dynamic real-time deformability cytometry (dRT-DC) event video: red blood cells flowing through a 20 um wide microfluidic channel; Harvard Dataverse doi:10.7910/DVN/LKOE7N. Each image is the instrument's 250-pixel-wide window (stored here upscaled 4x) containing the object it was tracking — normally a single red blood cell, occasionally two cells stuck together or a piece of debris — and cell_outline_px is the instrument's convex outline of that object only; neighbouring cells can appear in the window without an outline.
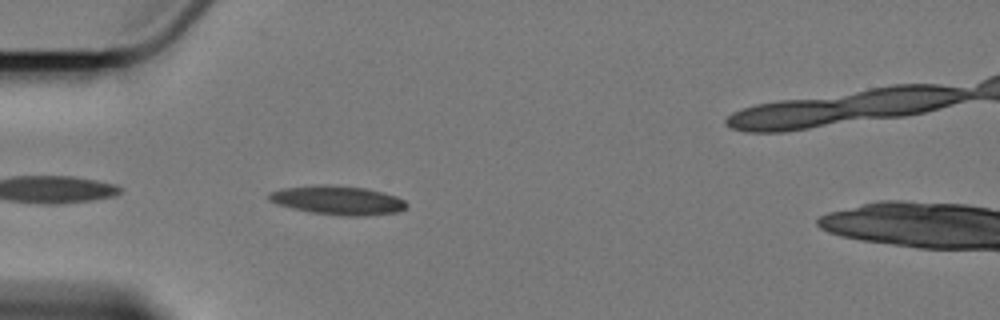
{"species": "Egyptian fruit bat (a non-hibernating species)", "species_latin": "Rousettus aegyptiacus", "temperature_condition": "cold", "stored_images_in_passage": 5, "camera_frame_rate_fps": 3000, "um_per_image_px": 0.085, "animal": {"sex": "female"}, "frame": {"image": 1, "passage_image": 5, "time_ms": 4.667, "image_size_px": [1000, 320], "cell_outline_px": [[408, 204], [400, 212], [364, 216], [344, 216], [308, 212], [276, 204], [268, 200], [268, 192], [284, 188], [364, 188], [384, 192], [396, 196], [404, 200]], "centroid_in_image_um": [28.76, 17.09], "position_along_channel_um": 56.2, "area_um2": 22.14}}